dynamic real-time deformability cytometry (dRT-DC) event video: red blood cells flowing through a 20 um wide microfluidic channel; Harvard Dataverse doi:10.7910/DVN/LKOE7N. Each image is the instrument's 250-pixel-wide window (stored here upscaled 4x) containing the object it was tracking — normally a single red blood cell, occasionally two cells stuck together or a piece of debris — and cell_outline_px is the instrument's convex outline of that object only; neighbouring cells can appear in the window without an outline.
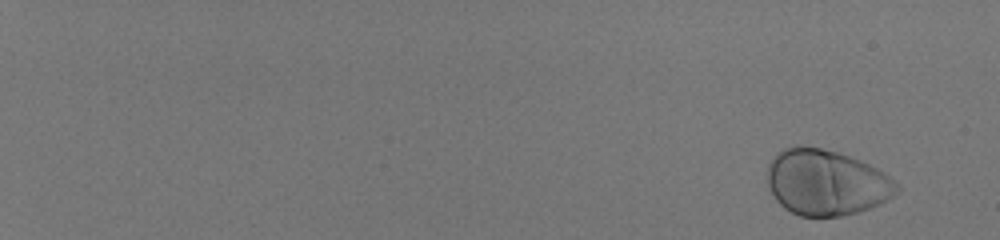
{"species": "human", "species_latin": "Homo sapiens", "temperature_condition": "room temperature", "stored_images_in_passage": 54, "camera_frame_rate_fps": 3000, "um_per_image_px": 0.085, "donor": {"sex": "male"}, "frame": {"image": 1, "passage_image": 1, "time_ms": 0.0, "image_size_px": [1000, 240], "cell_outline_px": [[900, 192], [880, 204], [856, 212], [840, 216], [800, 216], [784, 208], [776, 200], [768, 188], [768, 164], [776, 152], [784, 148], [820, 148], [836, 152], [860, 160], [884, 172], [900, 184]], "centroid_in_image_um": [70.25, 15.53], "position_along_channel_um": 14.7, "area_um2": 49.3}}
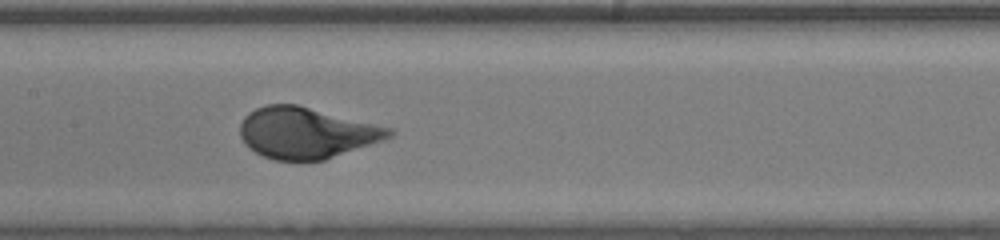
{"frame": {"image": 2, "passage_image": 32, "time_ms": 10.333, "image_size_px": [1000, 240], "cell_outline_px": [[396, 132], [392, 136], [384, 140], [324, 160], [276, 160], [264, 156], [248, 148], [244, 144], [240, 136], [240, 124], [244, 116], [248, 112], [256, 108], [268, 104], [296, 104], [392, 128]], "centroid_in_image_um": [26.03, 11.29], "position_along_channel_um": 181.4, "area_um2": 44.33}}
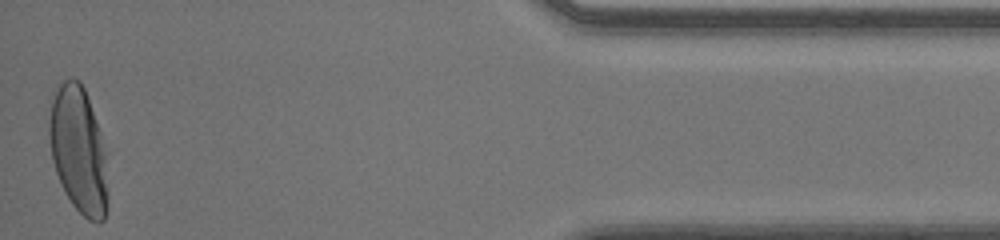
{"frame": {"image": 3, "passage_image": 54, "time_ms": 17.667, "image_size_px": [1000, 240], "cell_outline_px": [[108, 196], [104, 220], [100, 224], [96, 224], [88, 220], [72, 204], [64, 192], [56, 172], [52, 160], [48, 136], [48, 120], [52, 100], [60, 84], [64, 80], [72, 76], [80, 80], [84, 88], [108, 152]], "centroid_in_image_um": [6.7, 12.79], "position_along_channel_um": 428.5, "area_um2": 44.16}, "authors_computed_cell_mechanics": {"area_um2": 45.2574, "velocity_mm_per_s": 4.0458, "shape_relaxation_time_tau1_ms": 2.7427, "shape_relaxation_time_tau2_ms": null, "deformation_change_tau1": 0.1785, "deformation_change_tau2": null}}